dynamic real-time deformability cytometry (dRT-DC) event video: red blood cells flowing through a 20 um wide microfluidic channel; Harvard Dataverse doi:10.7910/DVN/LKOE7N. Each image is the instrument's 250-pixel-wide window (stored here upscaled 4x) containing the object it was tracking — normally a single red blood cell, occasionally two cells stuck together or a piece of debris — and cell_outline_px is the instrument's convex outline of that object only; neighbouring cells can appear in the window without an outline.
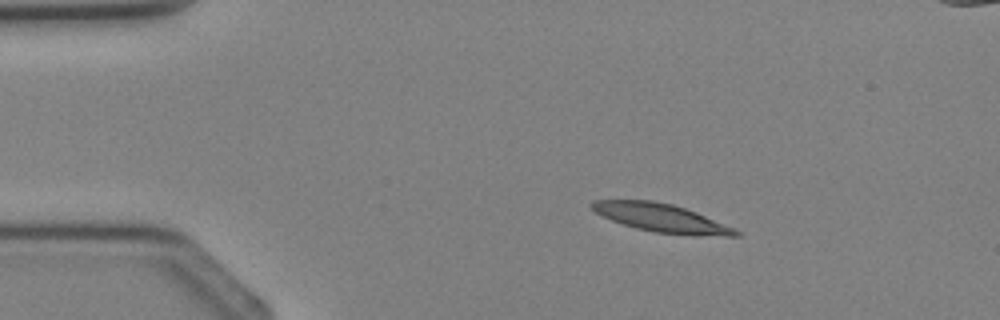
{"species": "Egyptian fruit bat (a non-hibernating species)", "species_latin": "Rousettus aegyptiacus", "temperature_condition": "cold", "stored_images_in_passage": 2, "camera_frame_rate_fps": 3000, "um_per_image_px": 0.085, "animal": {"sex": "female"}, "frame": {"image": 1, "passage_image": 1, "time_ms": 0.0, "image_size_px": [1000, 320], "cell_outline_px": [[740, 236], [724, 236], [656, 232], [636, 228], [612, 220], [596, 212], [588, 204], [592, 200], [652, 200], [672, 204], [696, 212], [736, 228], [740, 232]], "centroid_in_image_um": [56.21, 18.5], "position_along_channel_um": 28.8, "area_um2": 23.29}}